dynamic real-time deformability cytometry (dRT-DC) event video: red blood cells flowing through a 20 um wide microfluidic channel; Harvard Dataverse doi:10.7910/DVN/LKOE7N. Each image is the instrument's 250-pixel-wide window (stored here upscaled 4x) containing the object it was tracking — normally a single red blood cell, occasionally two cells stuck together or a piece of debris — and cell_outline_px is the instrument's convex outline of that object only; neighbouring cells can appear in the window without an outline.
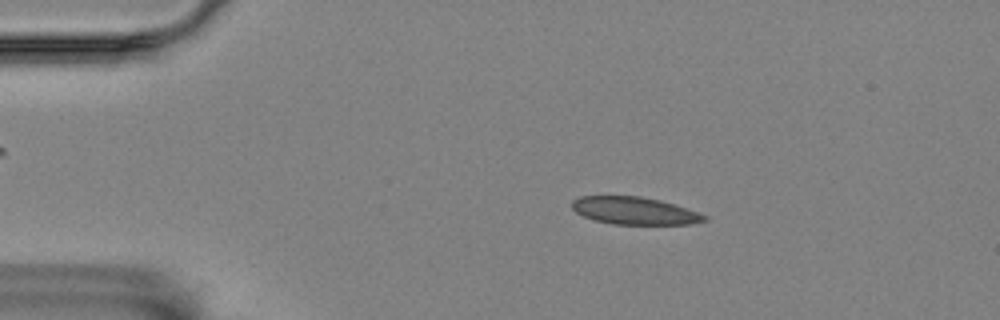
{"species": "Egyptian fruit bat (a non-hibernating species)", "species_latin": "Rousettus aegyptiacus", "temperature_condition": "room temperature", "stored_images_in_passage": 49, "camera_frame_rate_fps": 3000, "um_per_image_px": 0.085, "animal": {"sex": "female"}, "frame": {"image": 1, "passage_image": 3, "time_ms": 0.667, "image_size_px": [1000, 320], "cell_outline_px": [[708, 220], [688, 224], [612, 224], [592, 220], [576, 212], [572, 208], [572, 200], [580, 196], [640, 196], [660, 200], [708, 216]], "centroid_in_image_um": [53.88, 17.91], "position_along_channel_um": 31.1, "area_um2": 21.04}}
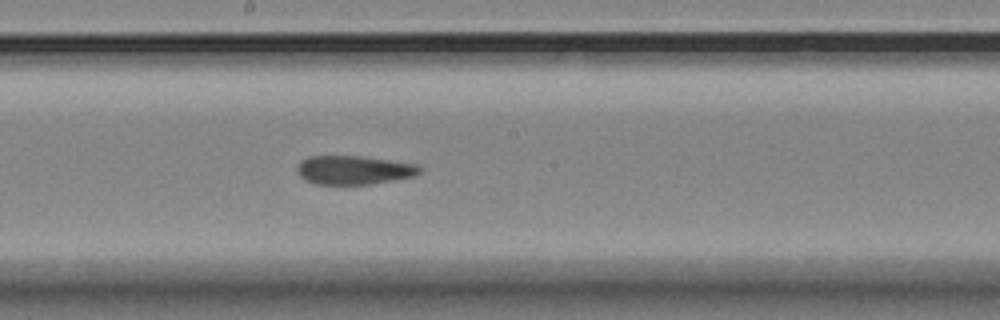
{"frame": {"image": 2, "passage_image": 23, "time_ms": 7.333, "image_size_px": [1000, 320], "cell_outline_px": [[424, 168], [416, 176], [372, 184], [316, 184], [304, 180], [300, 176], [296, 168], [300, 160], [308, 156], [364, 156], [420, 164]], "centroid_in_image_um": [30.12, 14.44], "position_along_channel_um": 218.1, "area_um2": 20.98}}
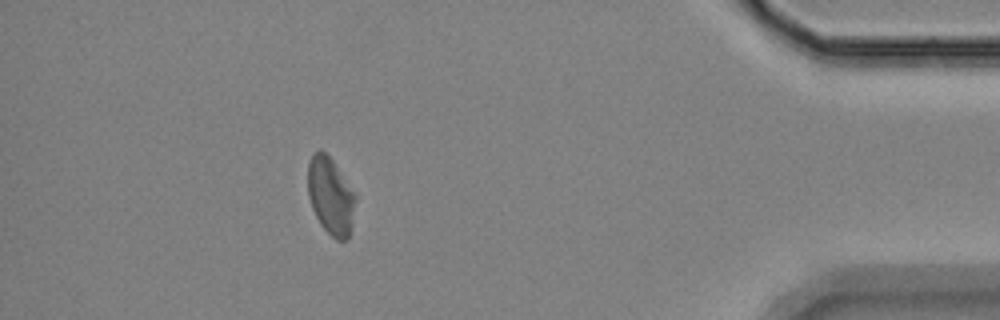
{"frame": {"image": 3, "passage_image": 43, "time_ms": 14.0, "image_size_px": [1000, 320], "cell_outline_px": [[356, 200], [352, 224], [348, 240], [336, 240], [320, 224], [312, 208], [308, 196], [308, 164], [312, 156], [320, 148], [332, 160], [356, 192]], "centroid_in_image_um": [28.12, 16.67], "position_along_channel_um": 407.1, "area_um2": 21.5}, "authors_computed_cell_mechanics": {"area_um2": 21.5016, "velocity_mm_per_s": 3.536, "shape_relaxation_time_tau1_ms": null, "shape_relaxation_time_tau2_ms": 2.6361, "deformation_change_tau1": null, "deformation_change_tau2": 0.0728}}